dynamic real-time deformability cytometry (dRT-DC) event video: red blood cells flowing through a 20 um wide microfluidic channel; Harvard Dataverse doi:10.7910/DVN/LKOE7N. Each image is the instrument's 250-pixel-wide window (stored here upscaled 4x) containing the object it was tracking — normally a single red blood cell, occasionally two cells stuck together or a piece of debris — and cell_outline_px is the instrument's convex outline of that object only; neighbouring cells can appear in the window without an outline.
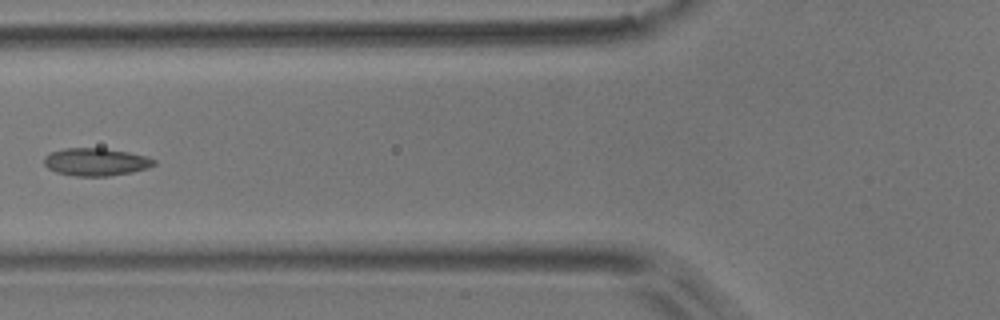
{"species": "common noctule bat (a hibernating species)", "species_latin": "Nyctalus noctula", "temperature_condition": "room temperature", "stored_images_in_passage": 6, "camera_frame_rate_fps": 3000, "um_per_image_px": 0.085, "animal": {"sex": "male", "body_mass_g": 17.9}, "frame": {"image": 1, "passage_image": 6, "time_ms": 1.667, "image_size_px": [1000, 320], "cell_outline_px": [[156, 164], [148, 168], [132, 172], [108, 176], [76, 176], [56, 172], [48, 168], [44, 164], [44, 156], [52, 152], [64, 148], [104, 148], [128, 152], [148, 156], [156, 160]], "centroid_in_image_um": [8.17, 13.76], "position_along_channel_um": 117.6, "area_um2": 17.8}}